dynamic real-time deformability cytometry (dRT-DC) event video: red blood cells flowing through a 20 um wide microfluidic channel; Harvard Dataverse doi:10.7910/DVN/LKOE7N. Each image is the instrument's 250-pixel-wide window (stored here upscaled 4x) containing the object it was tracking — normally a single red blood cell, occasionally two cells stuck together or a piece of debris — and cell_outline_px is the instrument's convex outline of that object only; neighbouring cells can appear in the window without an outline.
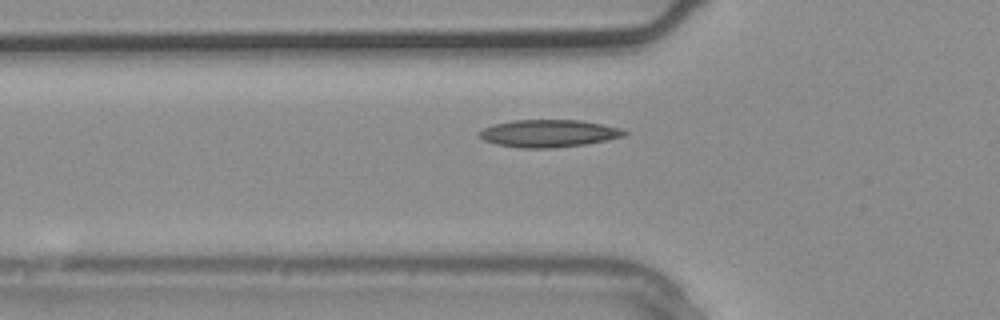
{"species": "common noctule bat (a hibernating species)", "species_latin": "Nyctalus noctula", "temperature_condition": "warm", "stored_images_in_passage": 3, "camera_frame_rate_fps": 3000, "um_per_image_px": 0.085, "animal": {"sex": "male", "body_mass_g": 20.4}, "frame": {"image": 1, "passage_image": 3, "time_ms": 0.667, "image_size_px": [1000, 320], "cell_outline_px": [[628, 132], [624, 136], [608, 140], [588, 144], [552, 148], [520, 148], [496, 144], [484, 140], [476, 136], [476, 132], [492, 124], [512, 120], [580, 120], [620, 128]], "centroid_in_image_um": [46.58, 11.34], "position_along_channel_um": 79.2, "area_um2": 23.41}}